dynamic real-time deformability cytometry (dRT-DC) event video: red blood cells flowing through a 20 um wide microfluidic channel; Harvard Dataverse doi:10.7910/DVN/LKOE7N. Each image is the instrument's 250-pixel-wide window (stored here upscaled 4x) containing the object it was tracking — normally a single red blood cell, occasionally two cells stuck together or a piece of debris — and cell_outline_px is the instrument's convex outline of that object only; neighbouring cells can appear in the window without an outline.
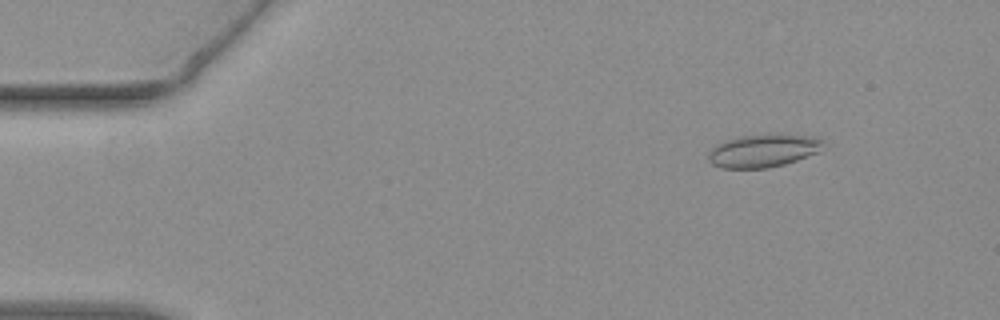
{"species": "common noctule bat (a hibernating species)", "species_latin": "Nyctalus noctula", "temperature_condition": "warm", "stored_images_in_passage": 49, "camera_frame_rate_fps": 3000, "um_per_image_px": 0.085, "animal": {"sex": "female", "body_mass_g": 19.3, "forearm_length_mm": 54.1}, "frame": {"image": 1, "passage_image": 1, "time_ms": 0.0, "image_size_px": [1000, 320], "cell_outline_px": [[824, 140], [816, 152], [796, 160], [784, 164], [768, 168], [720, 168], [712, 164], [708, 160], [708, 152], [716, 144], [724, 140], [740, 136], [812, 136]], "centroid_in_image_um": [64.76, 12.84], "position_along_channel_um": 20.2, "area_um2": 21.33}}
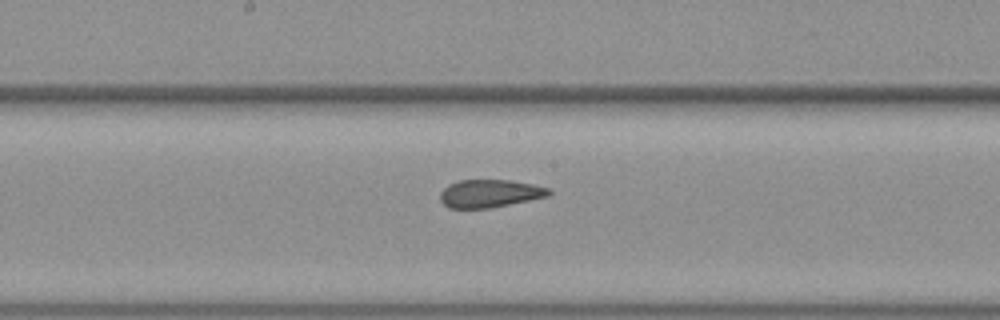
{"frame": {"image": 2, "passage_image": 23, "time_ms": 7.333, "image_size_px": [1000, 320], "cell_outline_px": [[552, 192], [548, 196], [488, 208], [448, 208], [440, 200], [440, 192], [448, 184], [456, 180], [512, 180], [552, 188]], "centroid_in_image_um": [41.62, 16.43], "position_along_channel_um": 206.6, "area_um2": 17.69}}
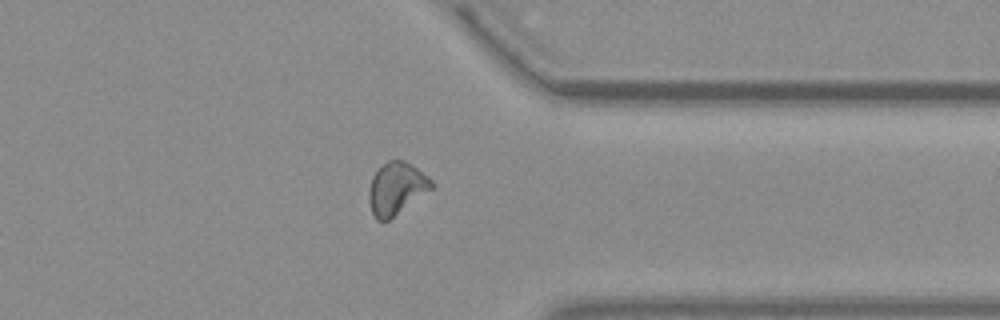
{"frame": {"image": 3, "passage_image": 37, "time_ms": 12.0, "image_size_px": [1000, 320], "cell_outline_px": [[436, 184], [432, 188], [388, 220], [376, 220], [372, 212], [368, 200], [368, 192], [372, 176], [388, 160], [404, 160], [412, 164], [428, 176]], "centroid_in_image_um": [33.69, 16.0], "position_along_channel_um": 377.7, "area_um2": 18.84}, "authors_computed_cell_mechanics": {"area_um2": 19.074, "velocity_mm_per_s": 3.7948, "shape_relaxation_time_tau1_ms": null, "shape_relaxation_time_tau2_ms": 1.4787, "deformation_change_tau1": null, "deformation_change_tau2": 0.0634}}